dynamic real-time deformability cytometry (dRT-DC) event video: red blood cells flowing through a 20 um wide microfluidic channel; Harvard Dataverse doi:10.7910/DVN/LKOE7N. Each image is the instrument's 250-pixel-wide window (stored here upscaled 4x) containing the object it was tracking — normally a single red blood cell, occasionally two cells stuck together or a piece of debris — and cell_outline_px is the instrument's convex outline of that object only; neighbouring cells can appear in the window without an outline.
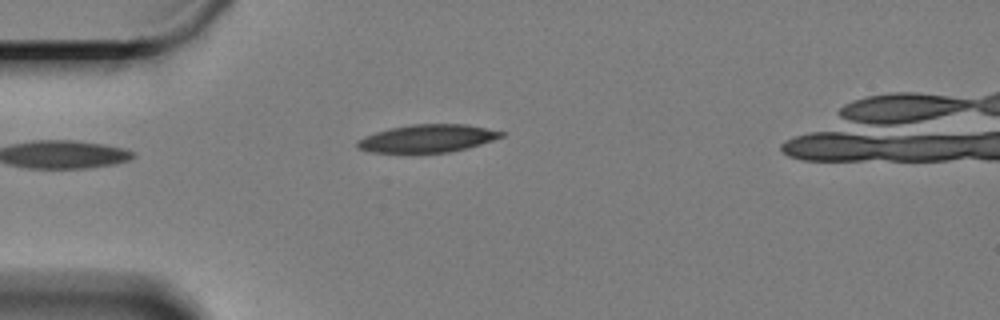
{"species": "Egyptian fruit bat (a non-hibernating species)", "species_latin": "Rousettus aegyptiacus", "temperature_condition": "cold", "stored_images_in_passage": 40, "camera_frame_rate_fps": 3000, "um_per_image_px": 0.085, "animal": {"sex": "female"}, "frame": {"image": 1, "passage_image": 1, "time_ms": 0.0, "image_size_px": [1000, 320], "cell_outline_px": [[504, 136], [480, 144], [448, 152], [372, 152], [356, 148], [356, 140], [364, 136], [388, 128], [412, 124], [468, 124], [504, 132]], "centroid_in_image_um": [36.29, 11.75], "position_along_channel_um": 48.7, "area_um2": 23.12}}
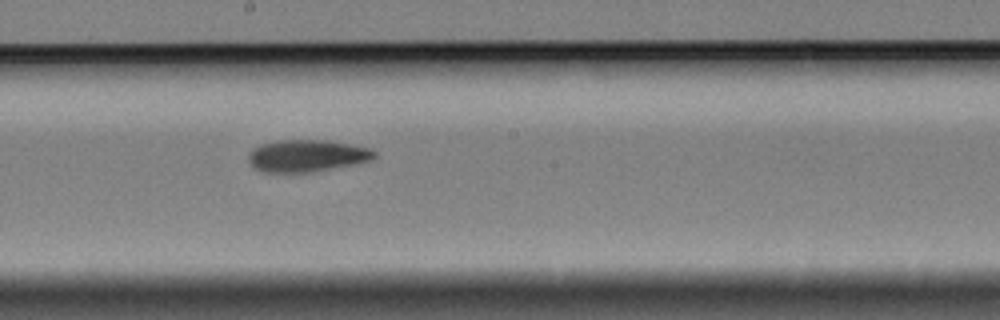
{"frame": {"image": 2, "passage_image": 18, "time_ms": 5.667, "image_size_px": [1000, 320], "cell_outline_px": [[376, 156], [372, 160], [352, 164], [308, 172], [264, 172], [252, 168], [248, 160], [248, 156], [252, 148], [260, 144], [276, 140], [328, 140], [372, 148], [376, 152]], "centroid_in_image_um": [26.05, 13.22], "position_along_channel_um": 222.1, "area_um2": 23.58}}
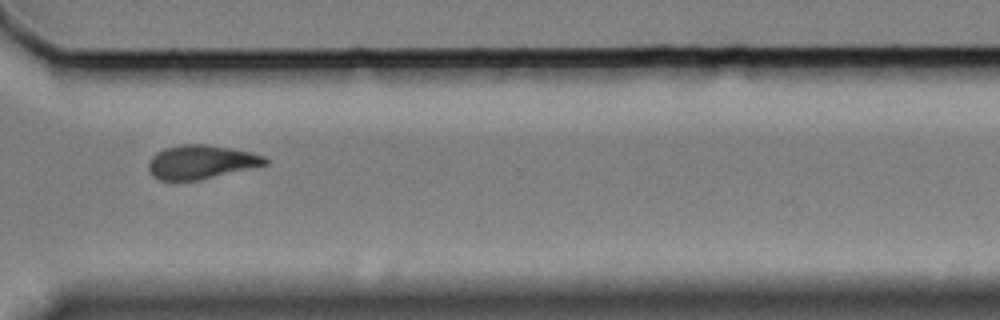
{"frame": {"image": 3, "passage_image": 30, "time_ms": 9.667, "image_size_px": [1000, 320], "cell_outline_px": [[268, 164], [196, 180], [160, 180], [152, 176], [148, 172], [148, 164], [152, 156], [156, 152], [164, 148], [180, 144], [204, 144], [252, 152], [264, 156], [268, 160]], "centroid_in_image_um": [17.04, 13.76], "position_along_channel_um": 353.6, "area_um2": 22.77}, "authors_computed_cell_mechanics": {"area_um2": 23.4379, "velocity_mm_per_s": 3.2888, "shape_relaxation_time_tau1_ms": 7.8489, "shape_relaxation_time_tau2_ms": 5.2342, "deformation_change_tau1": 0.1782, "deformation_change_tau2": 0.1123}}